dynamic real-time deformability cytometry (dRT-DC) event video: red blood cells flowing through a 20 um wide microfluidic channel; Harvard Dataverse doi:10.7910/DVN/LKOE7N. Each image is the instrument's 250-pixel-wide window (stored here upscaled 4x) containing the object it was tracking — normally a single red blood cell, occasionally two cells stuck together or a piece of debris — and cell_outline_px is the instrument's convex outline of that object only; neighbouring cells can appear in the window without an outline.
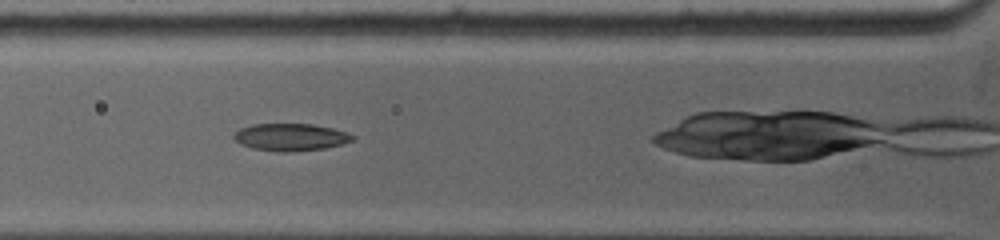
{"species": "common noctule bat (a hibernating species)", "species_latin": "Nyctalus noctula", "temperature_condition": "warm", "stored_images_in_passage": 13, "camera_frame_rate_fps": 5000, "um_per_image_px": 0.085, "animal": {"sex": "female", "body_mass_g": 19.0, "forearm_length_mm": 53.3}, "frame": {"image": 1, "passage_image": 3, "time_ms": 1.6, "image_size_px": [1000, 240], "cell_outline_px": [[356, 136], [352, 140], [340, 144], [324, 148], [288, 152], [276, 152], [252, 148], [240, 144], [232, 136], [240, 128], [252, 124], [312, 124], [332, 128]], "centroid_in_image_um": [24.65, 11.66], "position_along_channel_um": 101.1, "area_um2": 18.73}}